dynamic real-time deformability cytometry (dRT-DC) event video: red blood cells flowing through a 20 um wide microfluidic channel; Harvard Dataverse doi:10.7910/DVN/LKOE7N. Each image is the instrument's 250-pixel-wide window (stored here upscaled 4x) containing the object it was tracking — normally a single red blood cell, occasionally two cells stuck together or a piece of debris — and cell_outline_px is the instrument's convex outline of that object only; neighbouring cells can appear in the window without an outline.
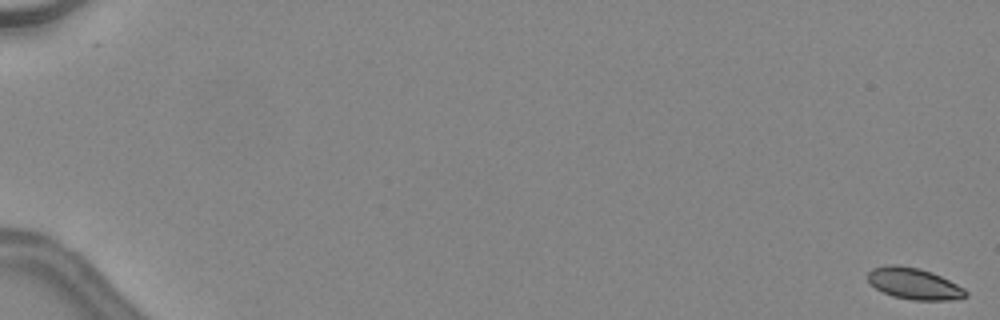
{"species": "common noctule bat (a hibernating species)", "species_latin": "Nyctalus noctula", "temperature_condition": "warm", "stored_images_in_passage": 50, "camera_frame_rate_fps": 3000, "um_per_image_px": 0.085, "animal": {"sex": "female", "body_mass_g": 24.6, "forearm_length_mm": 56.2}, "frame": {"image": 1, "passage_image": 1, "time_ms": 0.0, "image_size_px": [1000, 320], "cell_outline_px": [[968, 296], [948, 300], [912, 300], [892, 296], [876, 288], [868, 280], [868, 272], [872, 268], [888, 264], [896, 264], [920, 268], [932, 272], [964, 288], [968, 292]], "centroid_in_image_um": [77.68, 24.1], "position_along_channel_um": 7.3, "area_um2": 17.86}}
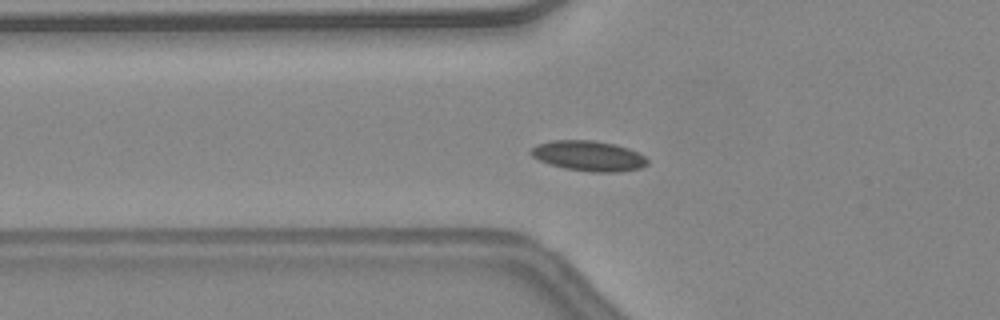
{"frame": {"image": 2, "passage_image": 20, "time_ms": 6.333, "image_size_px": [1000, 320], "cell_outline_px": [[648, 164], [640, 168], [616, 172], [592, 172], [564, 168], [548, 164], [532, 156], [528, 152], [532, 148], [540, 144], [552, 140], [592, 140], [616, 144], [628, 148], [644, 156], [648, 160]], "centroid_in_image_um": [50.03, 13.25], "position_along_channel_um": 75.8, "area_um2": 20.46}}
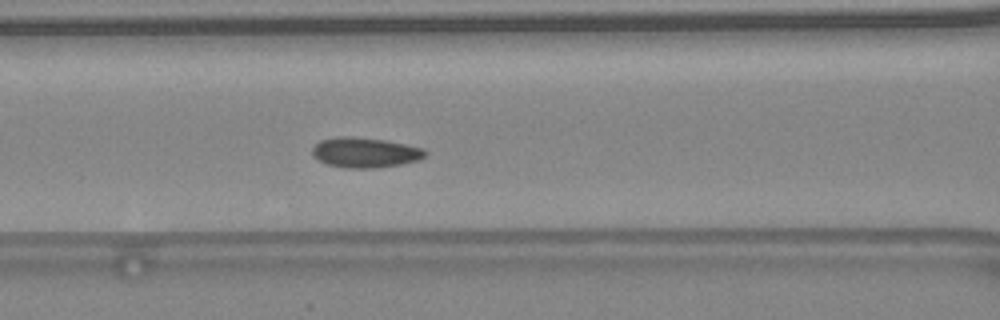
{"frame": {"image": 3, "passage_image": 24, "time_ms": 7.667, "image_size_px": [1000, 320], "cell_outline_px": [[428, 152], [420, 160], [400, 164], [372, 168], [344, 168], [328, 164], [312, 156], [312, 148], [320, 140], [336, 136], [352, 136], [384, 140], [424, 148]], "centroid_in_image_um": [31.02, 12.95], "position_along_channel_um": 135.6, "area_um2": 19.83}, "authors_computed_cell_mechanics": {"area_um2": 18.7561, "velocity_mm_per_s": 4.4906, "shape_relaxation_time_tau1_ms": 5.7135, "shape_relaxation_time_tau2_ms": null, "deformation_change_tau1": 0.0811, "deformation_change_tau2": null}}